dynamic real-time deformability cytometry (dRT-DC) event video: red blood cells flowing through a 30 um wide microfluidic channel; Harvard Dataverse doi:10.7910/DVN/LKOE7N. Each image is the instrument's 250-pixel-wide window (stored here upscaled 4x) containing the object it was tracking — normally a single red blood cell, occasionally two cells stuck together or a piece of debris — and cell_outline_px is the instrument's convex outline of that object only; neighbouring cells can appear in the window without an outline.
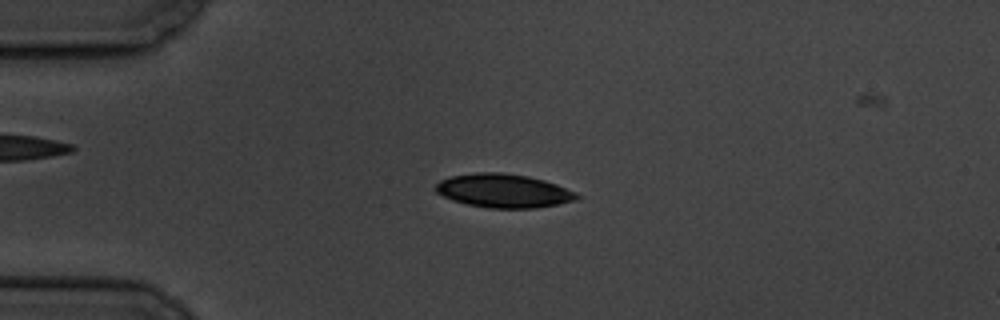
{"species": "common noctule bat (a hibernating species)", "species_latin": "Nyctalus noctula", "temperature_condition": "cold", "stored_images_in_passage": 5, "segment_of_instrument_passage": [1, 2], "camera_frame_rate_fps": 3000, "um_per_image_px": 0.085, "animal": {"sex": "male", "body_mass_g": 19.5, "forearm_length_mm": 54.6}, "frame": {"image": 1, "passage_image": 3, "time_ms": 2.333, "image_size_px": [1000, 320], "cell_outline_px": [[580, 196], [576, 200], [536, 208], [488, 208], [468, 204], [452, 200], [436, 192], [432, 188], [440, 180], [452, 176], [476, 172], [500, 172], [528, 176], [544, 180], [556, 184], [576, 192]], "centroid_in_image_um": [42.78, 16.21], "position_along_channel_um": 42.2, "area_um2": 27.69}}